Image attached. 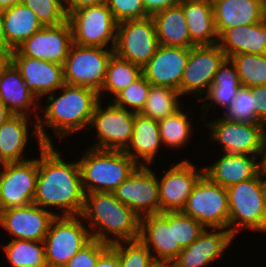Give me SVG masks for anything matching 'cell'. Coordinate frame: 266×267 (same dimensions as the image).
I'll use <instances>...</instances> for the list:
<instances>
[{
	"instance_id": "cell-1",
	"label": "cell",
	"mask_w": 266,
	"mask_h": 267,
	"mask_svg": "<svg viewBox=\"0 0 266 267\" xmlns=\"http://www.w3.org/2000/svg\"><path fill=\"white\" fill-rule=\"evenodd\" d=\"M56 148L55 144L38 148V177L33 203L56 216L80 215L85 192L78 161H65L63 153Z\"/></svg>"
},
{
	"instance_id": "cell-2",
	"label": "cell",
	"mask_w": 266,
	"mask_h": 267,
	"mask_svg": "<svg viewBox=\"0 0 266 267\" xmlns=\"http://www.w3.org/2000/svg\"><path fill=\"white\" fill-rule=\"evenodd\" d=\"M44 99V106H39L37 129L45 145H54L55 136L62 142L67 136L88 130L95 107L101 101L97 90L66 83L55 92L45 95L40 104ZM45 128L51 129L54 137Z\"/></svg>"
},
{
	"instance_id": "cell-3",
	"label": "cell",
	"mask_w": 266,
	"mask_h": 267,
	"mask_svg": "<svg viewBox=\"0 0 266 267\" xmlns=\"http://www.w3.org/2000/svg\"><path fill=\"white\" fill-rule=\"evenodd\" d=\"M80 216L88 226L92 239L102 243L112 245L139 239L141 217L122 204L113 193L85 194Z\"/></svg>"
},
{
	"instance_id": "cell-4",
	"label": "cell",
	"mask_w": 266,
	"mask_h": 267,
	"mask_svg": "<svg viewBox=\"0 0 266 267\" xmlns=\"http://www.w3.org/2000/svg\"><path fill=\"white\" fill-rule=\"evenodd\" d=\"M78 161L85 194L112 193L139 166L124 151L87 147Z\"/></svg>"
},
{
	"instance_id": "cell-5",
	"label": "cell",
	"mask_w": 266,
	"mask_h": 267,
	"mask_svg": "<svg viewBox=\"0 0 266 267\" xmlns=\"http://www.w3.org/2000/svg\"><path fill=\"white\" fill-rule=\"evenodd\" d=\"M226 189L229 201V231L235 237L243 230L266 233V206L263 180L260 176Z\"/></svg>"
},
{
	"instance_id": "cell-6",
	"label": "cell",
	"mask_w": 266,
	"mask_h": 267,
	"mask_svg": "<svg viewBox=\"0 0 266 267\" xmlns=\"http://www.w3.org/2000/svg\"><path fill=\"white\" fill-rule=\"evenodd\" d=\"M91 240L90 230L80 215L56 216L43 241L47 266H65Z\"/></svg>"
},
{
	"instance_id": "cell-7",
	"label": "cell",
	"mask_w": 266,
	"mask_h": 267,
	"mask_svg": "<svg viewBox=\"0 0 266 267\" xmlns=\"http://www.w3.org/2000/svg\"><path fill=\"white\" fill-rule=\"evenodd\" d=\"M103 102L96 105L88 126V132L91 128L96 131L97 140L90 147L124 151L131 141L136 113L119 108L111 101L107 105Z\"/></svg>"
},
{
	"instance_id": "cell-8",
	"label": "cell",
	"mask_w": 266,
	"mask_h": 267,
	"mask_svg": "<svg viewBox=\"0 0 266 267\" xmlns=\"http://www.w3.org/2000/svg\"><path fill=\"white\" fill-rule=\"evenodd\" d=\"M68 21L72 27L73 43L114 49L117 22L107 3L73 11Z\"/></svg>"
},
{
	"instance_id": "cell-9",
	"label": "cell",
	"mask_w": 266,
	"mask_h": 267,
	"mask_svg": "<svg viewBox=\"0 0 266 267\" xmlns=\"http://www.w3.org/2000/svg\"><path fill=\"white\" fill-rule=\"evenodd\" d=\"M111 48L80 46L72 43L63 64L64 82L97 90L103 86Z\"/></svg>"
},
{
	"instance_id": "cell-10",
	"label": "cell",
	"mask_w": 266,
	"mask_h": 267,
	"mask_svg": "<svg viewBox=\"0 0 266 267\" xmlns=\"http://www.w3.org/2000/svg\"><path fill=\"white\" fill-rule=\"evenodd\" d=\"M209 130L208 142L217 143L221 153L258 156L266 136L263 123L229 121L221 115L205 124Z\"/></svg>"
},
{
	"instance_id": "cell-11",
	"label": "cell",
	"mask_w": 266,
	"mask_h": 267,
	"mask_svg": "<svg viewBox=\"0 0 266 267\" xmlns=\"http://www.w3.org/2000/svg\"><path fill=\"white\" fill-rule=\"evenodd\" d=\"M182 212L198 220L205 228L228 229L227 189L212 182L204 174L194 186Z\"/></svg>"
},
{
	"instance_id": "cell-12",
	"label": "cell",
	"mask_w": 266,
	"mask_h": 267,
	"mask_svg": "<svg viewBox=\"0 0 266 267\" xmlns=\"http://www.w3.org/2000/svg\"><path fill=\"white\" fill-rule=\"evenodd\" d=\"M151 16L117 23L113 52L118 57L143 67L159 47Z\"/></svg>"
},
{
	"instance_id": "cell-13",
	"label": "cell",
	"mask_w": 266,
	"mask_h": 267,
	"mask_svg": "<svg viewBox=\"0 0 266 267\" xmlns=\"http://www.w3.org/2000/svg\"><path fill=\"white\" fill-rule=\"evenodd\" d=\"M227 59L221 47L193 46L189 48V56L180 83L182 98L194 96L199 102L213 84L215 74ZM184 96V97H183Z\"/></svg>"
},
{
	"instance_id": "cell-14",
	"label": "cell",
	"mask_w": 266,
	"mask_h": 267,
	"mask_svg": "<svg viewBox=\"0 0 266 267\" xmlns=\"http://www.w3.org/2000/svg\"><path fill=\"white\" fill-rule=\"evenodd\" d=\"M0 166V211L33 203L38 177V156Z\"/></svg>"
},
{
	"instance_id": "cell-15",
	"label": "cell",
	"mask_w": 266,
	"mask_h": 267,
	"mask_svg": "<svg viewBox=\"0 0 266 267\" xmlns=\"http://www.w3.org/2000/svg\"><path fill=\"white\" fill-rule=\"evenodd\" d=\"M168 168L162 169L160 177L157 175L160 213L182 211L194 186L204 175V166L197 168L188 158L173 162Z\"/></svg>"
},
{
	"instance_id": "cell-16",
	"label": "cell",
	"mask_w": 266,
	"mask_h": 267,
	"mask_svg": "<svg viewBox=\"0 0 266 267\" xmlns=\"http://www.w3.org/2000/svg\"><path fill=\"white\" fill-rule=\"evenodd\" d=\"M112 193L139 217L160 214L157 174L151 166H138Z\"/></svg>"
},
{
	"instance_id": "cell-17",
	"label": "cell",
	"mask_w": 266,
	"mask_h": 267,
	"mask_svg": "<svg viewBox=\"0 0 266 267\" xmlns=\"http://www.w3.org/2000/svg\"><path fill=\"white\" fill-rule=\"evenodd\" d=\"M72 43V27L67 20L63 24L43 26L12 50V56H27L63 65Z\"/></svg>"
},
{
	"instance_id": "cell-18",
	"label": "cell",
	"mask_w": 266,
	"mask_h": 267,
	"mask_svg": "<svg viewBox=\"0 0 266 267\" xmlns=\"http://www.w3.org/2000/svg\"><path fill=\"white\" fill-rule=\"evenodd\" d=\"M54 213L34 203L0 211V227L10 240L44 241Z\"/></svg>"
},
{
	"instance_id": "cell-19",
	"label": "cell",
	"mask_w": 266,
	"mask_h": 267,
	"mask_svg": "<svg viewBox=\"0 0 266 267\" xmlns=\"http://www.w3.org/2000/svg\"><path fill=\"white\" fill-rule=\"evenodd\" d=\"M139 240L151 252L154 261L172 262L182 250L175 243L174 212L141 217Z\"/></svg>"
},
{
	"instance_id": "cell-20",
	"label": "cell",
	"mask_w": 266,
	"mask_h": 267,
	"mask_svg": "<svg viewBox=\"0 0 266 267\" xmlns=\"http://www.w3.org/2000/svg\"><path fill=\"white\" fill-rule=\"evenodd\" d=\"M236 237L225 228H206L199 238L185 247L172 261L173 267H207L230 248Z\"/></svg>"
},
{
	"instance_id": "cell-21",
	"label": "cell",
	"mask_w": 266,
	"mask_h": 267,
	"mask_svg": "<svg viewBox=\"0 0 266 267\" xmlns=\"http://www.w3.org/2000/svg\"><path fill=\"white\" fill-rule=\"evenodd\" d=\"M188 56L189 48L159 45L156 53L142 67V73L152 85L170 87L180 93Z\"/></svg>"
},
{
	"instance_id": "cell-22",
	"label": "cell",
	"mask_w": 266,
	"mask_h": 267,
	"mask_svg": "<svg viewBox=\"0 0 266 267\" xmlns=\"http://www.w3.org/2000/svg\"><path fill=\"white\" fill-rule=\"evenodd\" d=\"M31 118L26 115H13L0 126V164L31 159L26 156L27 145L32 139L30 135L37 140V147L42 148L45 145L38 133L37 120L32 122ZM30 124L34 125L31 133Z\"/></svg>"
},
{
	"instance_id": "cell-23",
	"label": "cell",
	"mask_w": 266,
	"mask_h": 267,
	"mask_svg": "<svg viewBox=\"0 0 266 267\" xmlns=\"http://www.w3.org/2000/svg\"><path fill=\"white\" fill-rule=\"evenodd\" d=\"M12 63L19 70L27 88L39 101L65 84L61 64L27 56H12Z\"/></svg>"
},
{
	"instance_id": "cell-24",
	"label": "cell",
	"mask_w": 266,
	"mask_h": 267,
	"mask_svg": "<svg viewBox=\"0 0 266 267\" xmlns=\"http://www.w3.org/2000/svg\"><path fill=\"white\" fill-rule=\"evenodd\" d=\"M214 23L218 37L228 28L250 25L266 19L264 0H216Z\"/></svg>"
},
{
	"instance_id": "cell-25",
	"label": "cell",
	"mask_w": 266,
	"mask_h": 267,
	"mask_svg": "<svg viewBox=\"0 0 266 267\" xmlns=\"http://www.w3.org/2000/svg\"><path fill=\"white\" fill-rule=\"evenodd\" d=\"M0 101L13 115H26L34 120L38 119L40 101L27 88L13 63L0 77Z\"/></svg>"
},
{
	"instance_id": "cell-26",
	"label": "cell",
	"mask_w": 266,
	"mask_h": 267,
	"mask_svg": "<svg viewBox=\"0 0 266 267\" xmlns=\"http://www.w3.org/2000/svg\"><path fill=\"white\" fill-rule=\"evenodd\" d=\"M219 156L204 166V174L222 187L228 188L258 175V156L224 153Z\"/></svg>"
},
{
	"instance_id": "cell-27",
	"label": "cell",
	"mask_w": 266,
	"mask_h": 267,
	"mask_svg": "<svg viewBox=\"0 0 266 267\" xmlns=\"http://www.w3.org/2000/svg\"><path fill=\"white\" fill-rule=\"evenodd\" d=\"M161 146L163 143L158 121L136 113L131 141L124 152L139 166H152Z\"/></svg>"
},
{
	"instance_id": "cell-28",
	"label": "cell",
	"mask_w": 266,
	"mask_h": 267,
	"mask_svg": "<svg viewBox=\"0 0 266 267\" xmlns=\"http://www.w3.org/2000/svg\"><path fill=\"white\" fill-rule=\"evenodd\" d=\"M218 45L227 58L241 53L266 54V19L226 29L218 37Z\"/></svg>"
},
{
	"instance_id": "cell-29",
	"label": "cell",
	"mask_w": 266,
	"mask_h": 267,
	"mask_svg": "<svg viewBox=\"0 0 266 267\" xmlns=\"http://www.w3.org/2000/svg\"><path fill=\"white\" fill-rule=\"evenodd\" d=\"M180 5L188 26L191 47L218 44L213 3L204 0H181Z\"/></svg>"
},
{
	"instance_id": "cell-30",
	"label": "cell",
	"mask_w": 266,
	"mask_h": 267,
	"mask_svg": "<svg viewBox=\"0 0 266 267\" xmlns=\"http://www.w3.org/2000/svg\"><path fill=\"white\" fill-rule=\"evenodd\" d=\"M241 86L237 69L230 58H227L215 74L213 84L208 92L198 102L202 103L198 109L202 113L212 110L214 113L218 109L216 107H221L220 109L224 111L234 101Z\"/></svg>"
},
{
	"instance_id": "cell-31",
	"label": "cell",
	"mask_w": 266,
	"mask_h": 267,
	"mask_svg": "<svg viewBox=\"0 0 266 267\" xmlns=\"http://www.w3.org/2000/svg\"><path fill=\"white\" fill-rule=\"evenodd\" d=\"M156 34L160 45L191 48V39L180 4L153 14Z\"/></svg>"
},
{
	"instance_id": "cell-32",
	"label": "cell",
	"mask_w": 266,
	"mask_h": 267,
	"mask_svg": "<svg viewBox=\"0 0 266 267\" xmlns=\"http://www.w3.org/2000/svg\"><path fill=\"white\" fill-rule=\"evenodd\" d=\"M6 44L15 50L43 25L36 14L23 3L3 10Z\"/></svg>"
},
{
	"instance_id": "cell-33",
	"label": "cell",
	"mask_w": 266,
	"mask_h": 267,
	"mask_svg": "<svg viewBox=\"0 0 266 267\" xmlns=\"http://www.w3.org/2000/svg\"><path fill=\"white\" fill-rule=\"evenodd\" d=\"M185 105L173 115H169L158 121L163 147L167 149L171 148L175 151L180 148H185L193 137L192 134L195 132L193 129V119L188 115L190 114V109L193 108V104L189 110Z\"/></svg>"
},
{
	"instance_id": "cell-34",
	"label": "cell",
	"mask_w": 266,
	"mask_h": 267,
	"mask_svg": "<svg viewBox=\"0 0 266 267\" xmlns=\"http://www.w3.org/2000/svg\"><path fill=\"white\" fill-rule=\"evenodd\" d=\"M142 67L113 54L108 62L106 77L99 91L101 101L105 94L112 99L142 75ZM103 98V99H102Z\"/></svg>"
},
{
	"instance_id": "cell-35",
	"label": "cell",
	"mask_w": 266,
	"mask_h": 267,
	"mask_svg": "<svg viewBox=\"0 0 266 267\" xmlns=\"http://www.w3.org/2000/svg\"><path fill=\"white\" fill-rule=\"evenodd\" d=\"M0 246L11 267H48L43 241L12 239Z\"/></svg>"
},
{
	"instance_id": "cell-36",
	"label": "cell",
	"mask_w": 266,
	"mask_h": 267,
	"mask_svg": "<svg viewBox=\"0 0 266 267\" xmlns=\"http://www.w3.org/2000/svg\"><path fill=\"white\" fill-rule=\"evenodd\" d=\"M181 100L183 99L179 91L170 87L151 85L145 106L140 113L159 121L178 111L184 105Z\"/></svg>"
},
{
	"instance_id": "cell-37",
	"label": "cell",
	"mask_w": 266,
	"mask_h": 267,
	"mask_svg": "<svg viewBox=\"0 0 266 267\" xmlns=\"http://www.w3.org/2000/svg\"><path fill=\"white\" fill-rule=\"evenodd\" d=\"M242 86L266 85V54L241 53L230 57Z\"/></svg>"
},
{
	"instance_id": "cell-38",
	"label": "cell",
	"mask_w": 266,
	"mask_h": 267,
	"mask_svg": "<svg viewBox=\"0 0 266 267\" xmlns=\"http://www.w3.org/2000/svg\"><path fill=\"white\" fill-rule=\"evenodd\" d=\"M257 105L251 88L241 86L234 101L222 111L221 117L240 123H257Z\"/></svg>"
},
{
	"instance_id": "cell-39",
	"label": "cell",
	"mask_w": 266,
	"mask_h": 267,
	"mask_svg": "<svg viewBox=\"0 0 266 267\" xmlns=\"http://www.w3.org/2000/svg\"><path fill=\"white\" fill-rule=\"evenodd\" d=\"M151 85L142 74L110 101L119 108L140 113L145 106Z\"/></svg>"
},
{
	"instance_id": "cell-40",
	"label": "cell",
	"mask_w": 266,
	"mask_h": 267,
	"mask_svg": "<svg viewBox=\"0 0 266 267\" xmlns=\"http://www.w3.org/2000/svg\"><path fill=\"white\" fill-rule=\"evenodd\" d=\"M110 246L117 252L121 267H150L155 262L151 252L139 239Z\"/></svg>"
},
{
	"instance_id": "cell-41",
	"label": "cell",
	"mask_w": 266,
	"mask_h": 267,
	"mask_svg": "<svg viewBox=\"0 0 266 267\" xmlns=\"http://www.w3.org/2000/svg\"><path fill=\"white\" fill-rule=\"evenodd\" d=\"M31 9L43 26H55L68 20L65 0H22Z\"/></svg>"
},
{
	"instance_id": "cell-42",
	"label": "cell",
	"mask_w": 266,
	"mask_h": 267,
	"mask_svg": "<svg viewBox=\"0 0 266 267\" xmlns=\"http://www.w3.org/2000/svg\"><path fill=\"white\" fill-rule=\"evenodd\" d=\"M205 229L198 220L184 214L182 211L174 212L175 243H178L181 249L188 247L197 240Z\"/></svg>"
},
{
	"instance_id": "cell-43",
	"label": "cell",
	"mask_w": 266,
	"mask_h": 267,
	"mask_svg": "<svg viewBox=\"0 0 266 267\" xmlns=\"http://www.w3.org/2000/svg\"><path fill=\"white\" fill-rule=\"evenodd\" d=\"M106 3L117 23L125 20L143 19L149 16L142 0H107Z\"/></svg>"
},
{
	"instance_id": "cell-44",
	"label": "cell",
	"mask_w": 266,
	"mask_h": 267,
	"mask_svg": "<svg viewBox=\"0 0 266 267\" xmlns=\"http://www.w3.org/2000/svg\"><path fill=\"white\" fill-rule=\"evenodd\" d=\"M110 245L92 239L79 252H77L63 267H95L99 256Z\"/></svg>"
},
{
	"instance_id": "cell-45",
	"label": "cell",
	"mask_w": 266,
	"mask_h": 267,
	"mask_svg": "<svg viewBox=\"0 0 266 267\" xmlns=\"http://www.w3.org/2000/svg\"><path fill=\"white\" fill-rule=\"evenodd\" d=\"M251 90L258 103L257 123H263L266 126V85L254 86Z\"/></svg>"
},
{
	"instance_id": "cell-46",
	"label": "cell",
	"mask_w": 266,
	"mask_h": 267,
	"mask_svg": "<svg viewBox=\"0 0 266 267\" xmlns=\"http://www.w3.org/2000/svg\"><path fill=\"white\" fill-rule=\"evenodd\" d=\"M142 2L146 13L152 16L163 9L180 4L181 0H142Z\"/></svg>"
},
{
	"instance_id": "cell-47",
	"label": "cell",
	"mask_w": 266,
	"mask_h": 267,
	"mask_svg": "<svg viewBox=\"0 0 266 267\" xmlns=\"http://www.w3.org/2000/svg\"><path fill=\"white\" fill-rule=\"evenodd\" d=\"M95 267H121L117 252L109 246L99 256Z\"/></svg>"
},
{
	"instance_id": "cell-48",
	"label": "cell",
	"mask_w": 266,
	"mask_h": 267,
	"mask_svg": "<svg viewBox=\"0 0 266 267\" xmlns=\"http://www.w3.org/2000/svg\"><path fill=\"white\" fill-rule=\"evenodd\" d=\"M107 0H65V10L69 16L73 11L87 6H96L106 3Z\"/></svg>"
},
{
	"instance_id": "cell-49",
	"label": "cell",
	"mask_w": 266,
	"mask_h": 267,
	"mask_svg": "<svg viewBox=\"0 0 266 267\" xmlns=\"http://www.w3.org/2000/svg\"><path fill=\"white\" fill-rule=\"evenodd\" d=\"M258 175L262 180H266V136L258 154Z\"/></svg>"
},
{
	"instance_id": "cell-50",
	"label": "cell",
	"mask_w": 266,
	"mask_h": 267,
	"mask_svg": "<svg viewBox=\"0 0 266 267\" xmlns=\"http://www.w3.org/2000/svg\"><path fill=\"white\" fill-rule=\"evenodd\" d=\"M12 63V51H0V77Z\"/></svg>"
},
{
	"instance_id": "cell-51",
	"label": "cell",
	"mask_w": 266,
	"mask_h": 267,
	"mask_svg": "<svg viewBox=\"0 0 266 267\" xmlns=\"http://www.w3.org/2000/svg\"><path fill=\"white\" fill-rule=\"evenodd\" d=\"M3 24V10L0 9V51H12V49L6 44Z\"/></svg>"
},
{
	"instance_id": "cell-52",
	"label": "cell",
	"mask_w": 266,
	"mask_h": 267,
	"mask_svg": "<svg viewBox=\"0 0 266 267\" xmlns=\"http://www.w3.org/2000/svg\"><path fill=\"white\" fill-rule=\"evenodd\" d=\"M12 116L11 111L0 101V126Z\"/></svg>"
},
{
	"instance_id": "cell-53",
	"label": "cell",
	"mask_w": 266,
	"mask_h": 267,
	"mask_svg": "<svg viewBox=\"0 0 266 267\" xmlns=\"http://www.w3.org/2000/svg\"><path fill=\"white\" fill-rule=\"evenodd\" d=\"M22 0H0V9L5 10L21 3Z\"/></svg>"
},
{
	"instance_id": "cell-54",
	"label": "cell",
	"mask_w": 266,
	"mask_h": 267,
	"mask_svg": "<svg viewBox=\"0 0 266 267\" xmlns=\"http://www.w3.org/2000/svg\"><path fill=\"white\" fill-rule=\"evenodd\" d=\"M150 267H173L172 262L155 261Z\"/></svg>"
},
{
	"instance_id": "cell-55",
	"label": "cell",
	"mask_w": 266,
	"mask_h": 267,
	"mask_svg": "<svg viewBox=\"0 0 266 267\" xmlns=\"http://www.w3.org/2000/svg\"><path fill=\"white\" fill-rule=\"evenodd\" d=\"M263 191H264L265 206H266V180H263Z\"/></svg>"
},
{
	"instance_id": "cell-56",
	"label": "cell",
	"mask_w": 266,
	"mask_h": 267,
	"mask_svg": "<svg viewBox=\"0 0 266 267\" xmlns=\"http://www.w3.org/2000/svg\"><path fill=\"white\" fill-rule=\"evenodd\" d=\"M204 1L214 3L216 0H204Z\"/></svg>"
}]
</instances>
